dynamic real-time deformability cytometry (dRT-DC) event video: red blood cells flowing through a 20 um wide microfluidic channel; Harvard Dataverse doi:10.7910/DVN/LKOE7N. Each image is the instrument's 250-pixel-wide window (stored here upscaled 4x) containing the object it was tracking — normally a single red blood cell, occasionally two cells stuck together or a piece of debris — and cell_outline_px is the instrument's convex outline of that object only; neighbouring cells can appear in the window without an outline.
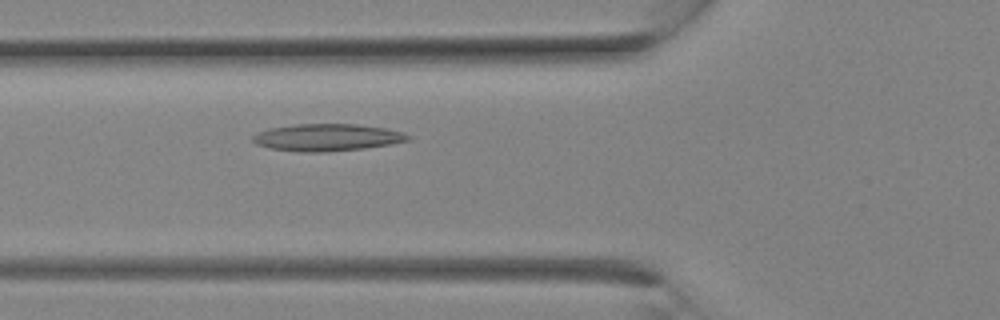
{"species": "Egyptian fruit bat (a non-hibernating species)", "species_latin": "Rousettus aegyptiacus", "temperature_condition": "room temperature", "stored_images_in_passage": 2, "camera_frame_rate_fps": 3000, "um_per_image_px": 0.085, "animal": {"sex": "female"}, "frame": {"image": 1, "passage_image": 2, "time_ms": 0.333, "image_size_px": [1000, 320], "cell_outline_px": [[412, 136], [408, 140], [388, 144], [364, 148], [328, 152], [300, 152], [268, 148], [256, 144], [252, 140], [252, 136], [256, 132], [268, 128], [296, 124], [356, 124], [384, 128], [404, 132]], "centroid_in_image_um": [27.75, 11.68], "position_along_channel_um": 98.0, "area_um2": 24.62}}